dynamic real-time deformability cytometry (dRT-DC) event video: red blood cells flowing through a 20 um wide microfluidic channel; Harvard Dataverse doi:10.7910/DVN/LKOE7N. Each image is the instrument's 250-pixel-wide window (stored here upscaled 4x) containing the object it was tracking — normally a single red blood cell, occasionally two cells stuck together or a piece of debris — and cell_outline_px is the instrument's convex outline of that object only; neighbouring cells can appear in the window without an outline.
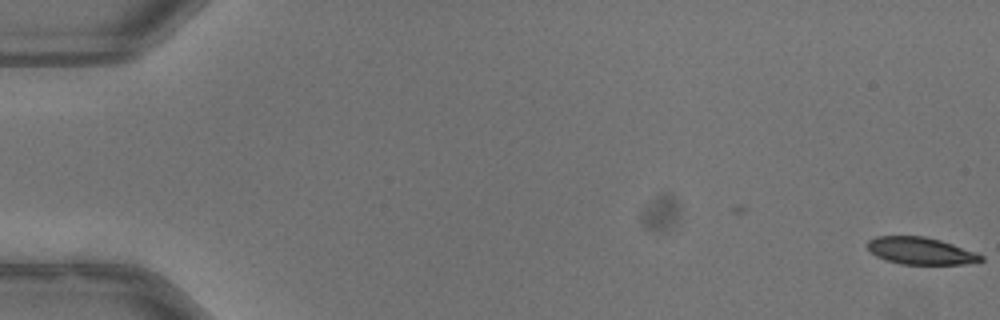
{"species": "common noctule bat (a hibernating species)", "species_latin": "Nyctalus noctula", "temperature_condition": "warm", "stored_images_in_passage": 2, "camera_frame_rate_fps": 3000, "um_per_image_px": 0.085, "animal": {"sex": "male", "body_mass_g": 13.3}, "frame": {"image": 1, "passage_image": 2, "time_ms": 0.333, "image_size_px": [1000, 320], "cell_outline_px": [[984, 260], [964, 264], [900, 264], [876, 256], [868, 248], [868, 240], [876, 236], [924, 236], [940, 240], [976, 252], [984, 256]], "centroid_in_image_um": [78.27, 21.32], "position_along_channel_um": 6.7, "area_um2": 17.8}}